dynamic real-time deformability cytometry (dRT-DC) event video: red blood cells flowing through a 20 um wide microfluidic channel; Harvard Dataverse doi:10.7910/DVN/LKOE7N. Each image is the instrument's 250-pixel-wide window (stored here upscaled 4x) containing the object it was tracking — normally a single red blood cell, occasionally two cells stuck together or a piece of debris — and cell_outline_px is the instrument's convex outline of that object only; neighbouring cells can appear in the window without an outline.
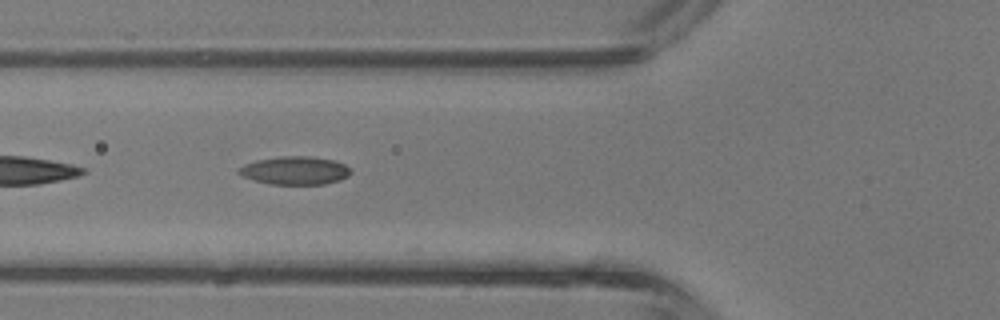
{"species": "common noctule bat (a hibernating species)", "species_latin": "Nyctalus noctula", "temperature_condition": "room temperature", "stored_images_in_passage": 9, "camera_frame_rate_fps": 3000, "um_per_image_px": 0.085, "animal": {"sex": "male", "body_mass_g": 13.3}, "frame": {"image": 1, "passage_image": 8, "time_ms": 2.333, "image_size_px": [1000, 320], "cell_outline_px": [[352, 172], [348, 176], [340, 180], [324, 184], [268, 184], [244, 176], [236, 172], [244, 164], [256, 160], [280, 156], [308, 156], [332, 160], [344, 164]], "centroid_in_image_um": [25.07, 14.49], "position_along_channel_um": 100.7, "area_um2": 18.21}}